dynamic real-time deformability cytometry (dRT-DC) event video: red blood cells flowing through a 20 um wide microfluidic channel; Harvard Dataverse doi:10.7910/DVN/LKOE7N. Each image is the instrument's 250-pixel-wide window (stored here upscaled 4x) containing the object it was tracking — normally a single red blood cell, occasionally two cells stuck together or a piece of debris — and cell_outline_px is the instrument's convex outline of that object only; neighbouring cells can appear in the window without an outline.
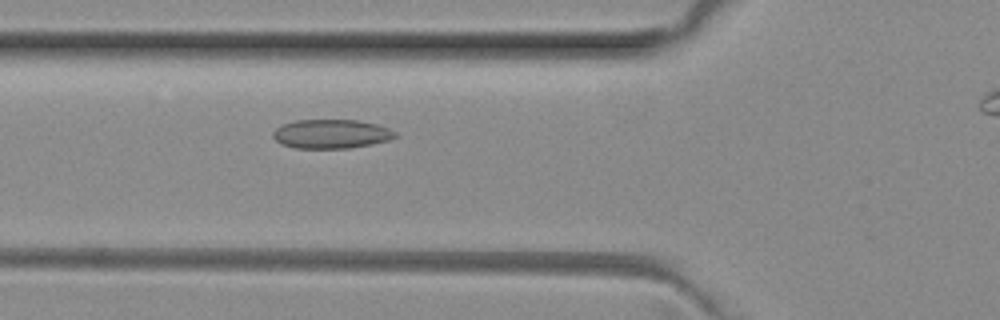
{"species": "common noctule bat (a hibernating species)", "species_latin": "Nyctalus noctula", "temperature_condition": "room temperature", "stored_images_in_passage": 4, "camera_frame_rate_fps": 3000, "um_per_image_px": 0.085, "animal": {"sex": "female", "body_mass_g": 29.2, "forearm_length_mm": 56.3}, "frame": {"image": 1, "passage_image": 3, "time_ms": 0.667, "image_size_px": [1000, 320], "cell_outline_px": [[396, 136], [388, 140], [372, 144], [348, 148], [292, 148], [280, 144], [272, 136], [272, 132], [276, 128], [284, 124], [296, 120], [360, 120], [376, 124], [388, 128], [396, 132]], "centroid_in_image_um": [28.13, 11.38], "position_along_channel_um": 97.7, "area_um2": 20.69}}